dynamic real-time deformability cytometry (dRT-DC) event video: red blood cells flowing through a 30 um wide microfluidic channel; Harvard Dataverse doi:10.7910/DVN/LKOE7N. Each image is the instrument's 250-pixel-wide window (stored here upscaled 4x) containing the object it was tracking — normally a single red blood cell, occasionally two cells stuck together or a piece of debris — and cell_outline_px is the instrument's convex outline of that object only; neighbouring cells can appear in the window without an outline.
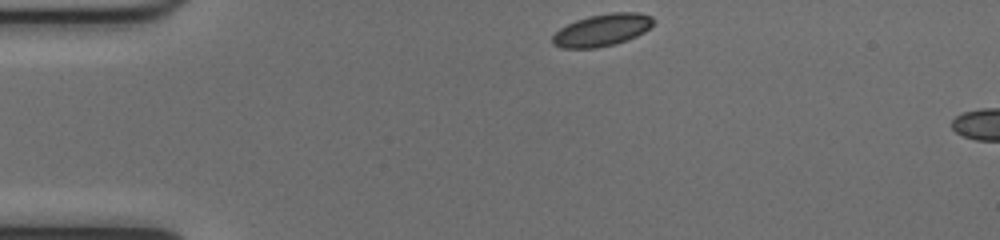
{"species": "common noctule bat (a hibernating species)", "species_latin": "Nyctalus noctula", "temperature_condition": "cold", "stored_images_in_passage": 43, "camera_frame_rate_fps": 3000, "um_per_image_px": 0.085, "animal": {"sex": "female", "body_mass_g": 17.0, "forearm_length_mm": 48.0}, "frame": {"image": 1, "passage_image": 1, "time_ms": 0.0, "image_size_px": [1000, 240], "cell_outline_px": [[652, 24], [644, 32], [628, 40], [616, 44], [596, 48], [560, 48], [552, 44], [552, 36], [560, 28], [576, 20], [588, 16], [612, 12], [640, 12], [652, 16]], "centroid_in_image_um": [51.16, 2.56], "position_along_channel_um": 33.8, "area_um2": 18.96}}
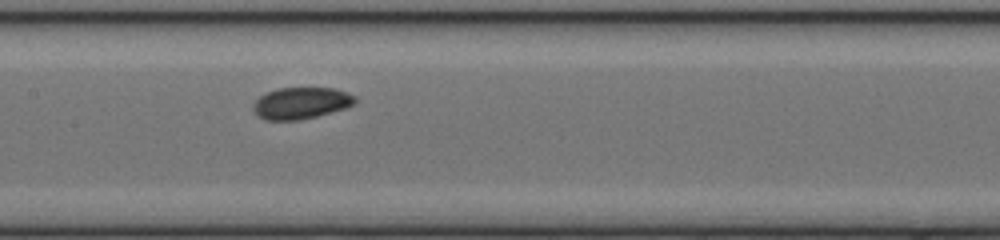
{"frame": {"image": 2, "passage_image": 16, "time_ms": 5.0, "image_size_px": [1000, 240], "cell_outline_px": [[356, 104], [344, 108], [316, 116], [296, 120], [264, 120], [256, 116], [252, 108], [252, 104], [260, 96], [276, 88], [332, 88], [348, 92], [356, 96]], "centroid_in_image_um": [25.57, 8.76], "position_along_channel_um": 181.8, "area_um2": 18.84}}
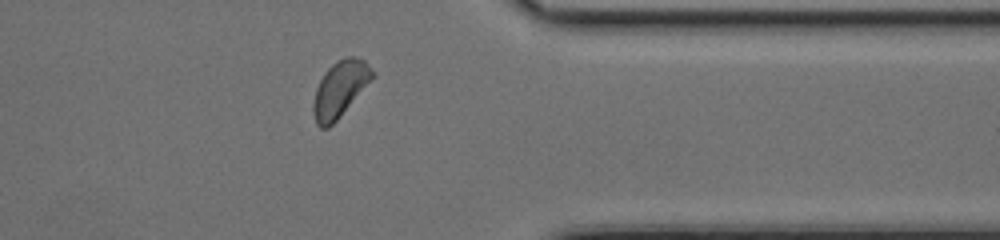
{"frame": {"image": 3, "passage_image": 32, "time_ms": 10.333, "image_size_px": [1000, 240], "cell_outline_px": [[376, 72], [336, 120], [328, 128], [320, 128], [316, 124], [312, 112], [312, 104], [316, 88], [324, 72], [336, 60], [348, 56], [352, 56], [364, 60]], "centroid_in_image_um": [28.84, 7.55], "position_along_channel_um": 382.6, "area_um2": 18.84}}